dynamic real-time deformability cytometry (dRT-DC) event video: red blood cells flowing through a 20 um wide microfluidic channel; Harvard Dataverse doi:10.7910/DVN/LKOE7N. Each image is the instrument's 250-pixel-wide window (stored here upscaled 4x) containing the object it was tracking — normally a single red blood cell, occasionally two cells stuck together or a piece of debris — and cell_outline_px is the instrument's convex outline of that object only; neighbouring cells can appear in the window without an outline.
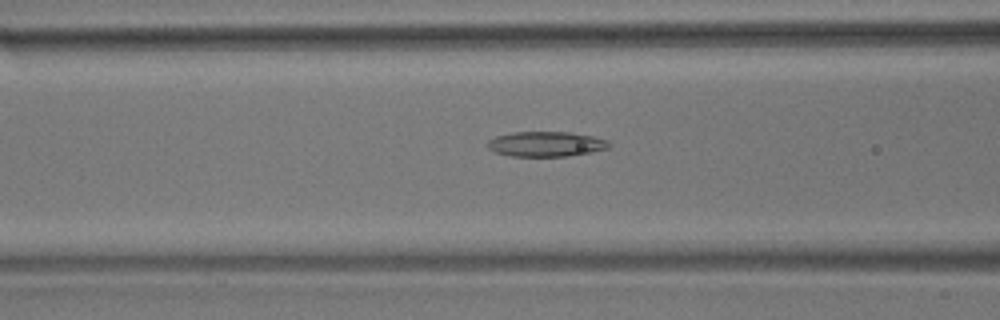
{"species": "common noctule bat (a hibernating species)", "species_latin": "Nyctalus noctula", "temperature_condition": "room temperature", "stored_images_in_passage": 55, "camera_frame_rate_fps": 3000, "um_per_image_px": 0.085, "animal": {"sex": "male", "body_mass_g": 17.9}, "frame": {"image": 1, "passage_image": 21, "time_ms": 6.667, "image_size_px": [1000, 320], "cell_outline_px": [[612, 144], [608, 148], [592, 152], [568, 156], [512, 156], [492, 152], [488, 148], [488, 140], [496, 136], [512, 132], [572, 132], [592, 136], [608, 140]], "centroid_in_image_um": [46.41, 12.24], "position_along_channel_um": 120.2, "area_um2": 17.86}}
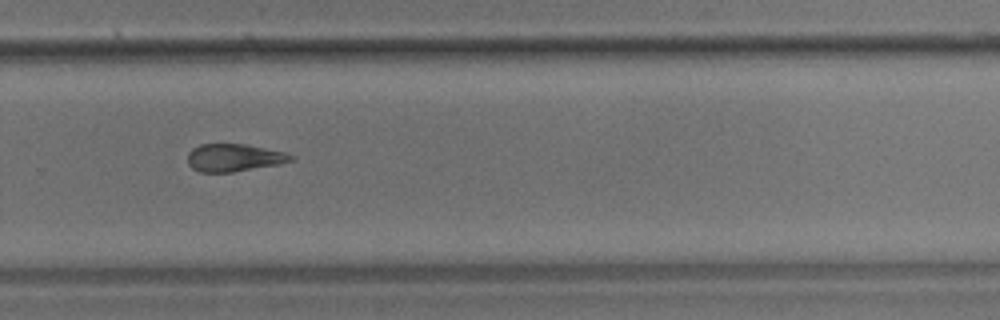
{"frame": {"image": 2, "passage_image": 37, "time_ms": 12.0, "image_size_px": [1000, 320], "cell_outline_px": [[296, 160], [280, 164], [232, 172], [200, 172], [192, 168], [188, 164], [188, 152], [192, 148], [200, 144], [244, 144], [284, 152], [296, 156]], "centroid_in_image_um": [19.91, 13.4], "position_along_channel_um": 309.9, "area_um2": 16.7}}
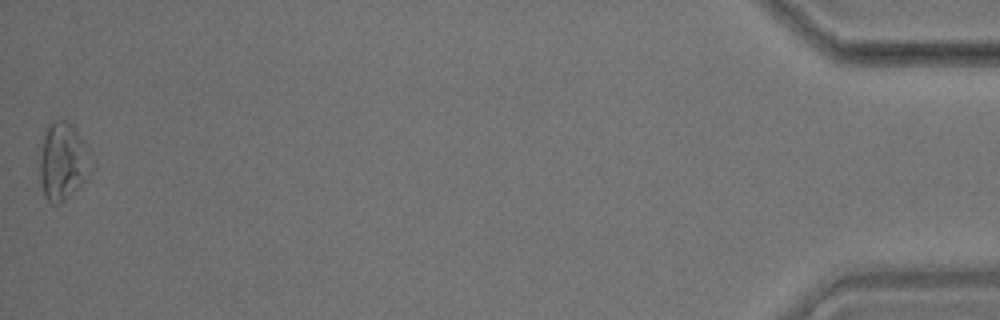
{"frame": {"image": 3, "passage_image": 55, "time_ms": 18.0, "image_size_px": [1000, 320], "cell_outline_px": [[96, 168], [60, 204], [52, 204], [44, 196], [40, 180], [40, 160], [44, 128], [52, 120], [64, 120], [72, 124], [76, 128]], "centroid_in_image_um": [5.35, 13.69], "position_along_channel_um": 429.9, "area_um2": 23.35}}